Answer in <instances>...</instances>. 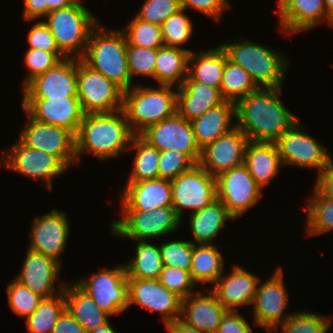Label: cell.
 <instances>
[{"instance_id": "cell-1", "label": "cell", "mask_w": 333, "mask_h": 333, "mask_svg": "<svg viewBox=\"0 0 333 333\" xmlns=\"http://www.w3.org/2000/svg\"><path fill=\"white\" fill-rule=\"evenodd\" d=\"M282 88H259L236 103V126L249 141L275 142L298 120L279 95Z\"/></svg>"}, {"instance_id": "cell-2", "label": "cell", "mask_w": 333, "mask_h": 333, "mask_svg": "<svg viewBox=\"0 0 333 333\" xmlns=\"http://www.w3.org/2000/svg\"><path fill=\"white\" fill-rule=\"evenodd\" d=\"M134 135L123 109L84 115L75 135L77 163H80L81 154L86 153L95 155L100 161L118 157L129 151Z\"/></svg>"}, {"instance_id": "cell-3", "label": "cell", "mask_w": 333, "mask_h": 333, "mask_svg": "<svg viewBox=\"0 0 333 333\" xmlns=\"http://www.w3.org/2000/svg\"><path fill=\"white\" fill-rule=\"evenodd\" d=\"M98 23L90 32L81 60L91 69L113 81L123 91L133 85L127 63V40L122 31L107 30Z\"/></svg>"}, {"instance_id": "cell-4", "label": "cell", "mask_w": 333, "mask_h": 333, "mask_svg": "<svg viewBox=\"0 0 333 333\" xmlns=\"http://www.w3.org/2000/svg\"><path fill=\"white\" fill-rule=\"evenodd\" d=\"M228 59L244 68L259 88H281L285 71L290 66L286 57L275 49L249 41L237 39L220 44Z\"/></svg>"}, {"instance_id": "cell-5", "label": "cell", "mask_w": 333, "mask_h": 333, "mask_svg": "<svg viewBox=\"0 0 333 333\" xmlns=\"http://www.w3.org/2000/svg\"><path fill=\"white\" fill-rule=\"evenodd\" d=\"M173 89L158 84L156 88L134 85L123 91V111L135 135L177 112V90Z\"/></svg>"}, {"instance_id": "cell-6", "label": "cell", "mask_w": 333, "mask_h": 333, "mask_svg": "<svg viewBox=\"0 0 333 333\" xmlns=\"http://www.w3.org/2000/svg\"><path fill=\"white\" fill-rule=\"evenodd\" d=\"M44 19L59 51L66 58L76 56L77 59L84 56L90 32L99 23L81 0L72 6L49 12Z\"/></svg>"}, {"instance_id": "cell-7", "label": "cell", "mask_w": 333, "mask_h": 333, "mask_svg": "<svg viewBox=\"0 0 333 333\" xmlns=\"http://www.w3.org/2000/svg\"><path fill=\"white\" fill-rule=\"evenodd\" d=\"M120 220L111 221L110 227L115 236L131 241H147L168 236L178 230L182 220L172 205L159 207L153 211H121Z\"/></svg>"}, {"instance_id": "cell-8", "label": "cell", "mask_w": 333, "mask_h": 333, "mask_svg": "<svg viewBox=\"0 0 333 333\" xmlns=\"http://www.w3.org/2000/svg\"><path fill=\"white\" fill-rule=\"evenodd\" d=\"M77 97L84 115L123 109V90L77 59Z\"/></svg>"}, {"instance_id": "cell-9", "label": "cell", "mask_w": 333, "mask_h": 333, "mask_svg": "<svg viewBox=\"0 0 333 333\" xmlns=\"http://www.w3.org/2000/svg\"><path fill=\"white\" fill-rule=\"evenodd\" d=\"M94 273L86 279L74 282L89 295L98 307L110 316L120 314L129 308L128 280L124 264Z\"/></svg>"}, {"instance_id": "cell-10", "label": "cell", "mask_w": 333, "mask_h": 333, "mask_svg": "<svg viewBox=\"0 0 333 333\" xmlns=\"http://www.w3.org/2000/svg\"><path fill=\"white\" fill-rule=\"evenodd\" d=\"M25 113L27 122L18 139L28 147L56 156L67 168L75 165V134L67 128L37 121Z\"/></svg>"}, {"instance_id": "cell-11", "label": "cell", "mask_w": 333, "mask_h": 333, "mask_svg": "<svg viewBox=\"0 0 333 333\" xmlns=\"http://www.w3.org/2000/svg\"><path fill=\"white\" fill-rule=\"evenodd\" d=\"M299 120L286 130L274 143L284 165H296L300 168H315L317 174L332 161L328 150L303 130Z\"/></svg>"}, {"instance_id": "cell-12", "label": "cell", "mask_w": 333, "mask_h": 333, "mask_svg": "<svg viewBox=\"0 0 333 333\" xmlns=\"http://www.w3.org/2000/svg\"><path fill=\"white\" fill-rule=\"evenodd\" d=\"M2 153L0 166L7 167L14 172L28 178L47 184L52 191V180L65 174L68 168L56 157L45 151L34 149L24 145L19 139ZM8 151V152H7ZM4 154V155H3Z\"/></svg>"}, {"instance_id": "cell-13", "label": "cell", "mask_w": 333, "mask_h": 333, "mask_svg": "<svg viewBox=\"0 0 333 333\" xmlns=\"http://www.w3.org/2000/svg\"><path fill=\"white\" fill-rule=\"evenodd\" d=\"M172 207L182 220L184 209L195 213L217 198L216 177L199 164L171 181Z\"/></svg>"}, {"instance_id": "cell-14", "label": "cell", "mask_w": 333, "mask_h": 333, "mask_svg": "<svg viewBox=\"0 0 333 333\" xmlns=\"http://www.w3.org/2000/svg\"><path fill=\"white\" fill-rule=\"evenodd\" d=\"M217 198L235 219L254 207L262 196V189L243 163L216 177Z\"/></svg>"}, {"instance_id": "cell-15", "label": "cell", "mask_w": 333, "mask_h": 333, "mask_svg": "<svg viewBox=\"0 0 333 333\" xmlns=\"http://www.w3.org/2000/svg\"><path fill=\"white\" fill-rule=\"evenodd\" d=\"M282 267H277L274 274L257 288L253 301V322L269 333L278 325L284 323L292 313H285L288 305L287 289L283 281Z\"/></svg>"}, {"instance_id": "cell-16", "label": "cell", "mask_w": 333, "mask_h": 333, "mask_svg": "<svg viewBox=\"0 0 333 333\" xmlns=\"http://www.w3.org/2000/svg\"><path fill=\"white\" fill-rule=\"evenodd\" d=\"M139 135L159 151H179L187 154L196 164L199 163L201 149L197 145L191 122L177 112L147 127Z\"/></svg>"}, {"instance_id": "cell-17", "label": "cell", "mask_w": 333, "mask_h": 333, "mask_svg": "<svg viewBox=\"0 0 333 333\" xmlns=\"http://www.w3.org/2000/svg\"><path fill=\"white\" fill-rule=\"evenodd\" d=\"M29 232L28 249L42 253L59 264L61 254L66 250L70 233V223L65 212L51 209L40 217L33 219Z\"/></svg>"}, {"instance_id": "cell-18", "label": "cell", "mask_w": 333, "mask_h": 333, "mask_svg": "<svg viewBox=\"0 0 333 333\" xmlns=\"http://www.w3.org/2000/svg\"><path fill=\"white\" fill-rule=\"evenodd\" d=\"M128 280V305H139L162 315L164 325L180 319L182 299L163 286L158 279Z\"/></svg>"}, {"instance_id": "cell-19", "label": "cell", "mask_w": 333, "mask_h": 333, "mask_svg": "<svg viewBox=\"0 0 333 333\" xmlns=\"http://www.w3.org/2000/svg\"><path fill=\"white\" fill-rule=\"evenodd\" d=\"M248 142L247 136L236 126L202 148L198 164L217 177L220 173L244 163Z\"/></svg>"}, {"instance_id": "cell-20", "label": "cell", "mask_w": 333, "mask_h": 333, "mask_svg": "<svg viewBox=\"0 0 333 333\" xmlns=\"http://www.w3.org/2000/svg\"><path fill=\"white\" fill-rule=\"evenodd\" d=\"M23 98L77 97V58H65L36 76L23 89Z\"/></svg>"}, {"instance_id": "cell-21", "label": "cell", "mask_w": 333, "mask_h": 333, "mask_svg": "<svg viewBox=\"0 0 333 333\" xmlns=\"http://www.w3.org/2000/svg\"><path fill=\"white\" fill-rule=\"evenodd\" d=\"M21 104L37 121L67 128L75 135L84 116L78 97L23 98Z\"/></svg>"}, {"instance_id": "cell-22", "label": "cell", "mask_w": 333, "mask_h": 333, "mask_svg": "<svg viewBox=\"0 0 333 333\" xmlns=\"http://www.w3.org/2000/svg\"><path fill=\"white\" fill-rule=\"evenodd\" d=\"M26 252L22 270L15 279L43 298L62 293L66 282L60 281L62 285L55 287L60 280L61 264L42 253L30 249Z\"/></svg>"}, {"instance_id": "cell-23", "label": "cell", "mask_w": 333, "mask_h": 333, "mask_svg": "<svg viewBox=\"0 0 333 333\" xmlns=\"http://www.w3.org/2000/svg\"><path fill=\"white\" fill-rule=\"evenodd\" d=\"M226 275L223 274L210 288L217 300L231 311L253 304L260 278L239 265H233Z\"/></svg>"}, {"instance_id": "cell-24", "label": "cell", "mask_w": 333, "mask_h": 333, "mask_svg": "<svg viewBox=\"0 0 333 333\" xmlns=\"http://www.w3.org/2000/svg\"><path fill=\"white\" fill-rule=\"evenodd\" d=\"M279 26L283 34H298L325 21L333 27L324 0H278Z\"/></svg>"}, {"instance_id": "cell-25", "label": "cell", "mask_w": 333, "mask_h": 333, "mask_svg": "<svg viewBox=\"0 0 333 333\" xmlns=\"http://www.w3.org/2000/svg\"><path fill=\"white\" fill-rule=\"evenodd\" d=\"M121 192L122 211L149 212L172 205V184L167 179L127 182Z\"/></svg>"}, {"instance_id": "cell-26", "label": "cell", "mask_w": 333, "mask_h": 333, "mask_svg": "<svg viewBox=\"0 0 333 333\" xmlns=\"http://www.w3.org/2000/svg\"><path fill=\"white\" fill-rule=\"evenodd\" d=\"M226 311L210 289L208 294L197 291L182 300L180 320L201 332L216 333Z\"/></svg>"}, {"instance_id": "cell-27", "label": "cell", "mask_w": 333, "mask_h": 333, "mask_svg": "<svg viewBox=\"0 0 333 333\" xmlns=\"http://www.w3.org/2000/svg\"><path fill=\"white\" fill-rule=\"evenodd\" d=\"M176 90L177 113L190 122L225 101L219 89L199 81H184Z\"/></svg>"}, {"instance_id": "cell-28", "label": "cell", "mask_w": 333, "mask_h": 333, "mask_svg": "<svg viewBox=\"0 0 333 333\" xmlns=\"http://www.w3.org/2000/svg\"><path fill=\"white\" fill-rule=\"evenodd\" d=\"M233 119L236 120V104L224 101L222 104L209 109L200 117L192 120L191 125L199 148H204L221 135L234 129L236 124L232 125Z\"/></svg>"}, {"instance_id": "cell-29", "label": "cell", "mask_w": 333, "mask_h": 333, "mask_svg": "<svg viewBox=\"0 0 333 333\" xmlns=\"http://www.w3.org/2000/svg\"><path fill=\"white\" fill-rule=\"evenodd\" d=\"M244 164L262 190L278 175L280 167L283 166L275 143L259 141L248 142Z\"/></svg>"}, {"instance_id": "cell-30", "label": "cell", "mask_w": 333, "mask_h": 333, "mask_svg": "<svg viewBox=\"0 0 333 333\" xmlns=\"http://www.w3.org/2000/svg\"><path fill=\"white\" fill-rule=\"evenodd\" d=\"M228 58L221 45L190 52L188 58V76L185 81H199L220 90L226 59Z\"/></svg>"}, {"instance_id": "cell-31", "label": "cell", "mask_w": 333, "mask_h": 333, "mask_svg": "<svg viewBox=\"0 0 333 333\" xmlns=\"http://www.w3.org/2000/svg\"><path fill=\"white\" fill-rule=\"evenodd\" d=\"M65 310L83 327L86 333L109 321L110 316L74 282L64 287Z\"/></svg>"}, {"instance_id": "cell-32", "label": "cell", "mask_w": 333, "mask_h": 333, "mask_svg": "<svg viewBox=\"0 0 333 333\" xmlns=\"http://www.w3.org/2000/svg\"><path fill=\"white\" fill-rule=\"evenodd\" d=\"M189 218L193 244H213V239L227 221L234 219L218 198L203 209L189 214Z\"/></svg>"}, {"instance_id": "cell-33", "label": "cell", "mask_w": 333, "mask_h": 333, "mask_svg": "<svg viewBox=\"0 0 333 333\" xmlns=\"http://www.w3.org/2000/svg\"><path fill=\"white\" fill-rule=\"evenodd\" d=\"M192 50L165 47L157 51L154 79L159 85L180 87L188 76V58Z\"/></svg>"}, {"instance_id": "cell-34", "label": "cell", "mask_w": 333, "mask_h": 333, "mask_svg": "<svg viewBox=\"0 0 333 333\" xmlns=\"http://www.w3.org/2000/svg\"><path fill=\"white\" fill-rule=\"evenodd\" d=\"M224 257L213 244H193L190 275L195 284L213 285L223 274Z\"/></svg>"}, {"instance_id": "cell-35", "label": "cell", "mask_w": 333, "mask_h": 333, "mask_svg": "<svg viewBox=\"0 0 333 333\" xmlns=\"http://www.w3.org/2000/svg\"><path fill=\"white\" fill-rule=\"evenodd\" d=\"M136 243V255L124 263L127 278L158 279L163 270L160 247L148 241H133Z\"/></svg>"}, {"instance_id": "cell-36", "label": "cell", "mask_w": 333, "mask_h": 333, "mask_svg": "<svg viewBox=\"0 0 333 333\" xmlns=\"http://www.w3.org/2000/svg\"><path fill=\"white\" fill-rule=\"evenodd\" d=\"M129 149L135 150V157L127 182L159 178L158 162L160 151L157 148L150 145L140 135H134Z\"/></svg>"}, {"instance_id": "cell-37", "label": "cell", "mask_w": 333, "mask_h": 333, "mask_svg": "<svg viewBox=\"0 0 333 333\" xmlns=\"http://www.w3.org/2000/svg\"><path fill=\"white\" fill-rule=\"evenodd\" d=\"M258 89L259 87L244 68L226 59L220 88L225 101L236 104L240 99Z\"/></svg>"}, {"instance_id": "cell-38", "label": "cell", "mask_w": 333, "mask_h": 333, "mask_svg": "<svg viewBox=\"0 0 333 333\" xmlns=\"http://www.w3.org/2000/svg\"><path fill=\"white\" fill-rule=\"evenodd\" d=\"M65 310L64 293L43 298L37 309L25 320L28 333H52L59 316Z\"/></svg>"}, {"instance_id": "cell-39", "label": "cell", "mask_w": 333, "mask_h": 333, "mask_svg": "<svg viewBox=\"0 0 333 333\" xmlns=\"http://www.w3.org/2000/svg\"><path fill=\"white\" fill-rule=\"evenodd\" d=\"M307 203L306 233L314 236L333 230V199L320 196L314 190L313 198Z\"/></svg>"}, {"instance_id": "cell-40", "label": "cell", "mask_w": 333, "mask_h": 333, "mask_svg": "<svg viewBox=\"0 0 333 333\" xmlns=\"http://www.w3.org/2000/svg\"><path fill=\"white\" fill-rule=\"evenodd\" d=\"M127 43L135 46L159 49L164 46L161 26L142 21L136 16L122 30Z\"/></svg>"}, {"instance_id": "cell-41", "label": "cell", "mask_w": 333, "mask_h": 333, "mask_svg": "<svg viewBox=\"0 0 333 333\" xmlns=\"http://www.w3.org/2000/svg\"><path fill=\"white\" fill-rule=\"evenodd\" d=\"M331 317L301 311L292 313L284 322L278 325L273 331L280 333H327L331 326Z\"/></svg>"}, {"instance_id": "cell-42", "label": "cell", "mask_w": 333, "mask_h": 333, "mask_svg": "<svg viewBox=\"0 0 333 333\" xmlns=\"http://www.w3.org/2000/svg\"><path fill=\"white\" fill-rule=\"evenodd\" d=\"M185 11L181 8L162 23L161 32L165 47L180 48L193 35V23L186 16Z\"/></svg>"}, {"instance_id": "cell-43", "label": "cell", "mask_w": 333, "mask_h": 333, "mask_svg": "<svg viewBox=\"0 0 333 333\" xmlns=\"http://www.w3.org/2000/svg\"><path fill=\"white\" fill-rule=\"evenodd\" d=\"M7 285L6 293L11 310L26 320L37 309L43 297L33 293L15 278Z\"/></svg>"}, {"instance_id": "cell-44", "label": "cell", "mask_w": 333, "mask_h": 333, "mask_svg": "<svg viewBox=\"0 0 333 333\" xmlns=\"http://www.w3.org/2000/svg\"><path fill=\"white\" fill-rule=\"evenodd\" d=\"M158 49L135 46L127 43V63L130 76L154 78Z\"/></svg>"}, {"instance_id": "cell-45", "label": "cell", "mask_w": 333, "mask_h": 333, "mask_svg": "<svg viewBox=\"0 0 333 333\" xmlns=\"http://www.w3.org/2000/svg\"><path fill=\"white\" fill-rule=\"evenodd\" d=\"M164 266L190 272L193 256L192 241H168L159 245Z\"/></svg>"}, {"instance_id": "cell-46", "label": "cell", "mask_w": 333, "mask_h": 333, "mask_svg": "<svg viewBox=\"0 0 333 333\" xmlns=\"http://www.w3.org/2000/svg\"><path fill=\"white\" fill-rule=\"evenodd\" d=\"M66 57L63 54H53L41 49L28 48L25 54L24 63L29 70L26 79L22 84V89L36 76L45 73L48 69L56 66Z\"/></svg>"}, {"instance_id": "cell-47", "label": "cell", "mask_w": 333, "mask_h": 333, "mask_svg": "<svg viewBox=\"0 0 333 333\" xmlns=\"http://www.w3.org/2000/svg\"><path fill=\"white\" fill-rule=\"evenodd\" d=\"M195 165L196 163L185 153L173 150L160 151L159 178L172 181Z\"/></svg>"}, {"instance_id": "cell-48", "label": "cell", "mask_w": 333, "mask_h": 333, "mask_svg": "<svg viewBox=\"0 0 333 333\" xmlns=\"http://www.w3.org/2000/svg\"><path fill=\"white\" fill-rule=\"evenodd\" d=\"M158 280L163 286L175 293L182 300L196 290L194 289L196 284L193 282L190 272L183 269L164 266Z\"/></svg>"}, {"instance_id": "cell-49", "label": "cell", "mask_w": 333, "mask_h": 333, "mask_svg": "<svg viewBox=\"0 0 333 333\" xmlns=\"http://www.w3.org/2000/svg\"><path fill=\"white\" fill-rule=\"evenodd\" d=\"M180 9V0H145L136 17L161 26L167 18Z\"/></svg>"}, {"instance_id": "cell-50", "label": "cell", "mask_w": 333, "mask_h": 333, "mask_svg": "<svg viewBox=\"0 0 333 333\" xmlns=\"http://www.w3.org/2000/svg\"><path fill=\"white\" fill-rule=\"evenodd\" d=\"M29 48L41 49L53 54H62L56 46L54 37L44 21H37L27 35Z\"/></svg>"}, {"instance_id": "cell-51", "label": "cell", "mask_w": 333, "mask_h": 333, "mask_svg": "<svg viewBox=\"0 0 333 333\" xmlns=\"http://www.w3.org/2000/svg\"><path fill=\"white\" fill-rule=\"evenodd\" d=\"M181 8L187 10L195 9L199 13L219 22L222 19V13L230 8V2L227 0H180Z\"/></svg>"}, {"instance_id": "cell-52", "label": "cell", "mask_w": 333, "mask_h": 333, "mask_svg": "<svg viewBox=\"0 0 333 333\" xmlns=\"http://www.w3.org/2000/svg\"><path fill=\"white\" fill-rule=\"evenodd\" d=\"M216 333H253V329L238 311L227 310Z\"/></svg>"}, {"instance_id": "cell-53", "label": "cell", "mask_w": 333, "mask_h": 333, "mask_svg": "<svg viewBox=\"0 0 333 333\" xmlns=\"http://www.w3.org/2000/svg\"><path fill=\"white\" fill-rule=\"evenodd\" d=\"M313 190L320 196L333 199V161L317 174Z\"/></svg>"}, {"instance_id": "cell-54", "label": "cell", "mask_w": 333, "mask_h": 333, "mask_svg": "<svg viewBox=\"0 0 333 333\" xmlns=\"http://www.w3.org/2000/svg\"><path fill=\"white\" fill-rule=\"evenodd\" d=\"M48 0H24L23 17L25 20L36 21L48 14Z\"/></svg>"}, {"instance_id": "cell-55", "label": "cell", "mask_w": 333, "mask_h": 333, "mask_svg": "<svg viewBox=\"0 0 333 333\" xmlns=\"http://www.w3.org/2000/svg\"><path fill=\"white\" fill-rule=\"evenodd\" d=\"M52 333H86L83 327L66 310L59 316Z\"/></svg>"}, {"instance_id": "cell-56", "label": "cell", "mask_w": 333, "mask_h": 333, "mask_svg": "<svg viewBox=\"0 0 333 333\" xmlns=\"http://www.w3.org/2000/svg\"><path fill=\"white\" fill-rule=\"evenodd\" d=\"M168 333H205L183 323L180 319L165 325Z\"/></svg>"}, {"instance_id": "cell-57", "label": "cell", "mask_w": 333, "mask_h": 333, "mask_svg": "<svg viewBox=\"0 0 333 333\" xmlns=\"http://www.w3.org/2000/svg\"><path fill=\"white\" fill-rule=\"evenodd\" d=\"M77 1L78 0H48V2H47L48 13L51 11H54V10L72 6Z\"/></svg>"}, {"instance_id": "cell-58", "label": "cell", "mask_w": 333, "mask_h": 333, "mask_svg": "<svg viewBox=\"0 0 333 333\" xmlns=\"http://www.w3.org/2000/svg\"><path fill=\"white\" fill-rule=\"evenodd\" d=\"M88 333H117L113 327L111 326L110 322L108 321L104 325L96 328L95 330H92Z\"/></svg>"}, {"instance_id": "cell-59", "label": "cell", "mask_w": 333, "mask_h": 333, "mask_svg": "<svg viewBox=\"0 0 333 333\" xmlns=\"http://www.w3.org/2000/svg\"><path fill=\"white\" fill-rule=\"evenodd\" d=\"M326 12L329 19L333 22V0H324Z\"/></svg>"}]
</instances>
